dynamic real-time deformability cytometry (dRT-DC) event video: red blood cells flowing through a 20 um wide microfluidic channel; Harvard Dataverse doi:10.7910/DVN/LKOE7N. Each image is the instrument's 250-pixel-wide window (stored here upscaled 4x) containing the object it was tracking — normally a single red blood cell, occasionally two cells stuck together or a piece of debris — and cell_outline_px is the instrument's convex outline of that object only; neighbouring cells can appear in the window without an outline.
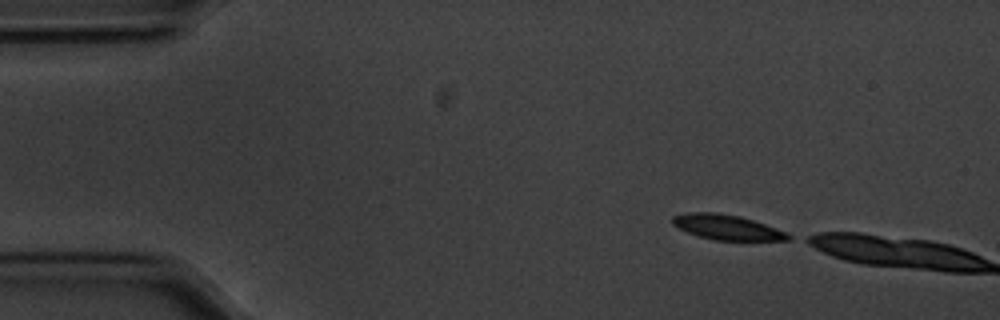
{"species": "common noctule bat (a hibernating species)", "species_latin": "Nyctalus noctula", "temperature_condition": "cold", "stored_images_in_passage": 3, "camera_frame_rate_fps": 3000, "um_per_image_px": 0.085, "animal": {"sex": "male", "body_mass_g": 20.1, "forearm_length_mm": 53.5}, "frame": {"image": 1, "passage_image": 1, "time_ms": 0.0, "image_size_px": [1000, 320], "cell_outline_px": [[792, 240], [712, 240], [688, 232], [672, 224], [672, 216], [688, 212], [716, 212], [740, 216], [776, 228], [792, 236]], "centroid_in_image_um": [61.77, 19.31], "position_along_channel_um": 23.2, "area_um2": 16.7}}